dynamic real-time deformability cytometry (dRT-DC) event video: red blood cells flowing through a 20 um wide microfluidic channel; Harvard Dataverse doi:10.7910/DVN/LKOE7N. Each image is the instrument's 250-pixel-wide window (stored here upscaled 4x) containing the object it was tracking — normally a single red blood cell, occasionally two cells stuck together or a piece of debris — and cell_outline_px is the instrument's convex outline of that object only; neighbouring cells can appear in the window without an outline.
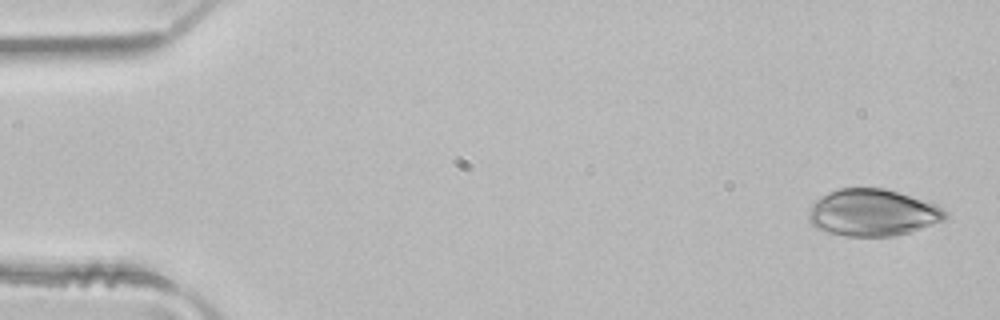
{"species": "common noctule bat (a hibernating species)", "species_latin": "Nyctalus noctula", "temperature_condition": "room temperature", "stored_images_in_passage": 4, "camera_frame_rate_fps": 3000, "um_per_image_px": 0.085, "animal": {"sex": "male", "body_mass_g": 21.5, "forearm_length_mm": 52.0}, "frame": {"image": 1, "passage_image": 1, "time_ms": 0.0, "image_size_px": [1000, 320], "cell_outline_px": [[948, 220], [908, 232], [892, 236], [848, 236], [828, 232], [816, 228], [808, 220], [808, 212], [812, 204], [816, 200], [828, 192], [840, 188], [884, 188], [936, 204], [944, 208], [948, 212]], "centroid_in_image_um": [74.2, 18.08], "position_along_channel_um": 10.8, "area_um2": 37.4}}